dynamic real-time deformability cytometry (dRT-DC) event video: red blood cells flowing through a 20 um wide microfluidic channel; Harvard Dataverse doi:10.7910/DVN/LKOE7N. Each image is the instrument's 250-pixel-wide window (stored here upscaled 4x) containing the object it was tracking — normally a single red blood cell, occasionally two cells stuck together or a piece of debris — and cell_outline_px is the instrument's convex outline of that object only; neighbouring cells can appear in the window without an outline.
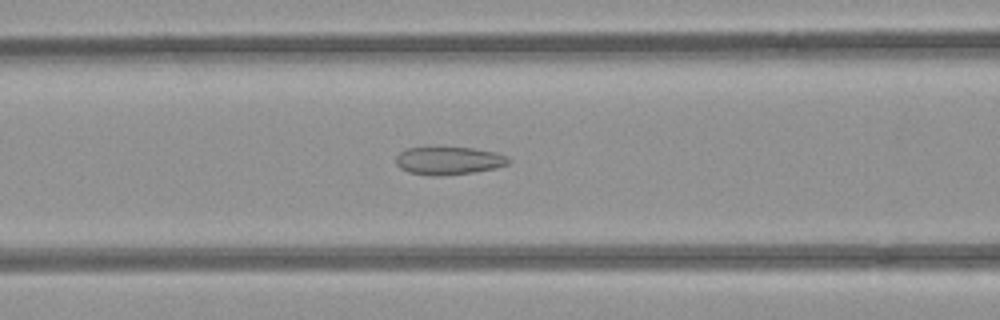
{"species": "common noctule bat (a hibernating species)", "species_latin": "Nyctalus noctula", "temperature_condition": "room temperature", "stored_images_in_passage": 44, "camera_frame_rate_fps": 3000, "um_per_image_px": 0.085, "animal": {"sex": "female", "body_mass_g": 21.9}, "frame": {"image": 1, "passage_image": 12, "time_ms": 3.667, "image_size_px": [1000, 320], "cell_outline_px": [[512, 160], [508, 164], [496, 168], [472, 172], [440, 176], [428, 176], [408, 172], [400, 168], [396, 164], [396, 156], [400, 152], [408, 148], [472, 148], [496, 152], [508, 156]], "centroid_in_image_um": [38.16, 13.67], "position_along_channel_um": 128.4, "area_um2": 18.32}}
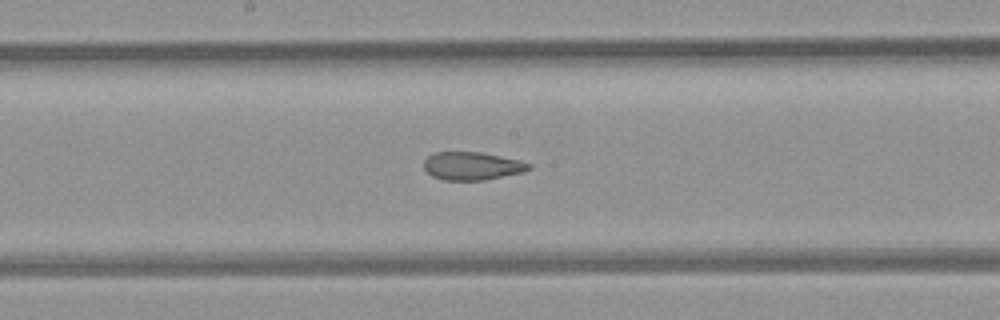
{"frame": {"image": 2, "passage_image": 18, "time_ms": 5.667, "image_size_px": [1000, 320], "cell_outline_px": [[532, 168], [524, 172], [484, 180], [444, 180], [432, 176], [424, 168], [424, 160], [428, 156], [436, 152], [480, 152], [520, 160], [532, 164]], "centroid_in_image_um": [40.15, 14.11], "position_along_channel_um": 208.0, "area_um2": 17.17}}
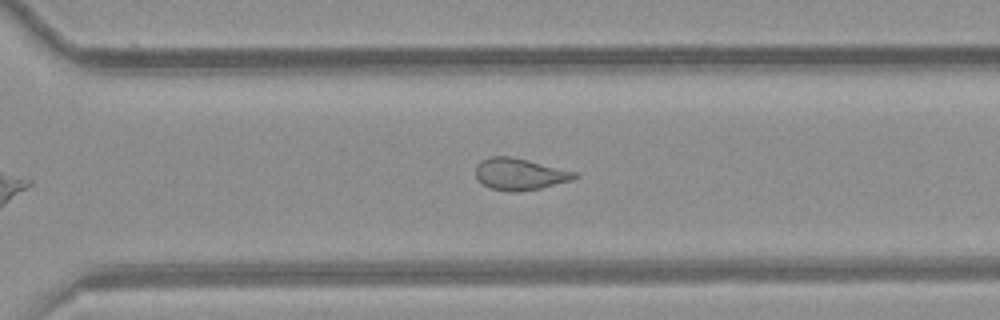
{"frame": {"image": 3, "passage_image": 27, "time_ms": 8.667, "image_size_px": [1000, 320], "cell_outline_px": [[576, 176], [572, 180], [540, 188], [520, 192], [508, 192], [488, 188], [476, 176], [476, 164], [480, 160], [488, 156], [512, 156], [576, 172]], "centroid_in_image_um": [44.12, 14.8], "position_along_channel_um": 326.5, "area_um2": 18.32}}